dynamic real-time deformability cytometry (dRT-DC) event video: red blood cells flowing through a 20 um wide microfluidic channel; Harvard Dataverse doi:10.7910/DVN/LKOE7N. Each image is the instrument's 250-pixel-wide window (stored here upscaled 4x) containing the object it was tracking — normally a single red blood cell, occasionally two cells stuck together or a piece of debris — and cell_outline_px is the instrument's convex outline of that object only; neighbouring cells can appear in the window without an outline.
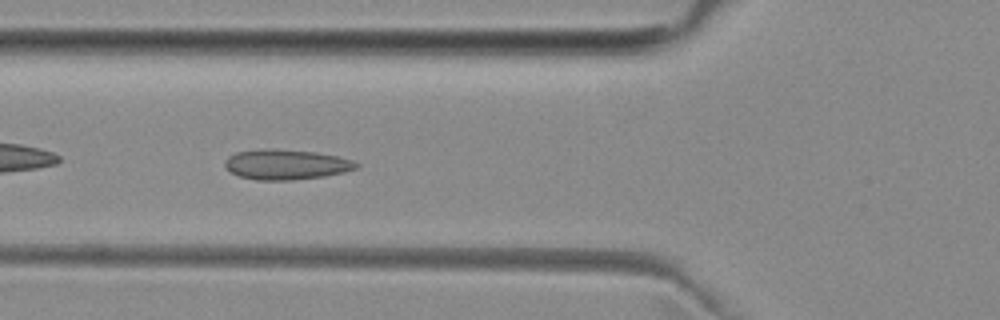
{"species": "common noctule bat (a hibernating species)", "species_latin": "Nyctalus noctula", "temperature_condition": "room temperature", "stored_images_in_passage": 44, "camera_frame_rate_fps": 3000, "um_per_image_px": 0.085, "animal": {"sex": "female", "body_mass_g": 29.2, "forearm_length_mm": 56.3}, "frame": {"image": 1, "passage_image": 11, "time_ms": 3.333, "image_size_px": [1000, 320], "cell_outline_px": [[360, 164], [356, 168], [344, 172], [324, 176], [292, 180], [256, 180], [236, 176], [224, 164], [224, 160], [228, 156], [236, 152], [272, 148], [316, 152], [336, 156], [352, 160]], "centroid_in_image_um": [24.3, 13.98], "position_along_channel_um": 101.5, "area_um2": 23.06}}
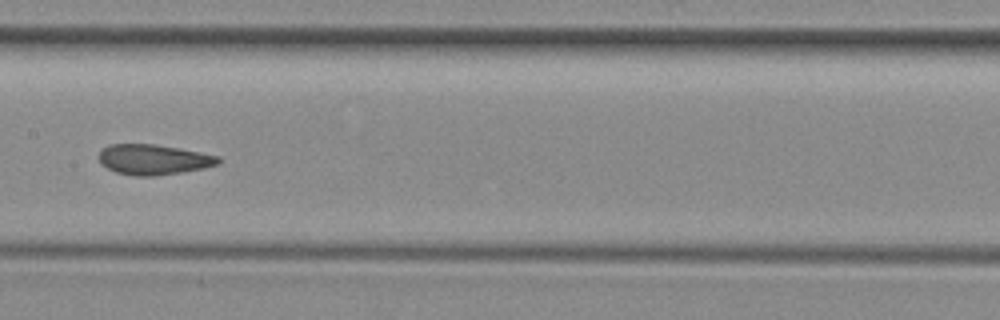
{"frame": {"image": 2, "passage_image": 18, "time_ms": 5.667, "image_size_px": [1000, 320], "cell_outline_px": [[220, 164], [204, 168], [184, 172], [152, 176], [136, 176], [116, 172], [100, 164], [100, 152], [108, 144], [152, 144], [180, 148], [220, 156]], "centroid_in_image_um": [13.08, 13.56], "position_along_channel_um": 194.3, "area_um2": 21.1}}
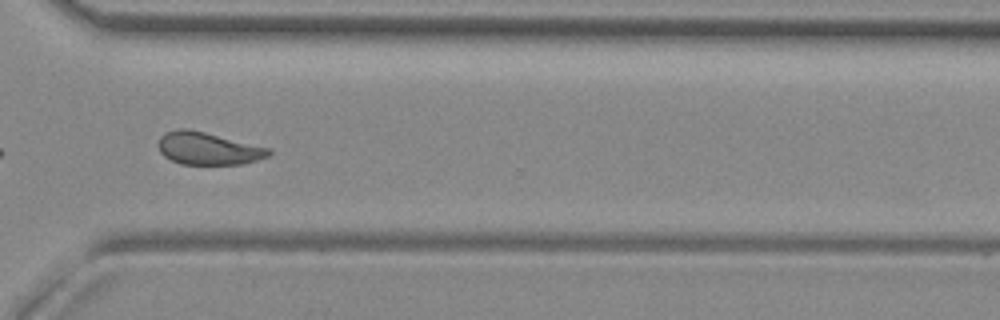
{"frame": {"image": 3, "passage_image": 30, "time_ms": 9.667, "image_size_px": [1000, 320], "cell_outline_px": [[272, 152], [268, 156], [244, 164], [180, 164], [164, 156], [160, 152], [156, 144], [160, 136], [164, 132], [176, 128], [188, 128], [272, 148]], "centroid_in_image_um": [17.66, 12.6], "position_along_channel_um": 352.9, "area_um2": 21.21}, "authors_computed_cell_mechanics": {"area_um2": 21.5594, "velocity_mm_per_s": 3.9719, "shape_relaxation_time_tau1_ms": null, "shape_relaxation_time_tau2_ms": 1.433, "deformation_change_tau1": null, "deformation_change_tau2": 0.0616}}